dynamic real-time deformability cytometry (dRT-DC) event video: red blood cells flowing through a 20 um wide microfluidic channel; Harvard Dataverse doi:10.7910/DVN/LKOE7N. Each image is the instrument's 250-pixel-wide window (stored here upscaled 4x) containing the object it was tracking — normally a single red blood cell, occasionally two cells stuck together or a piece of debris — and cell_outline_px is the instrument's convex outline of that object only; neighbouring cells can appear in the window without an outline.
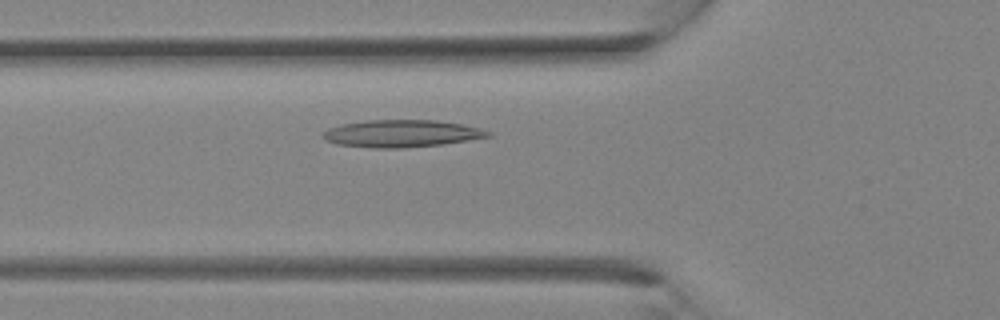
{"species": "Egyptian fruit bat (a non-hibernating species)", "species_latin": "Rousettus aegyptiacus", "temperature_condition": "room temperature", "stored_images_in_passage": 31, "camera_frame_rate_fps": 3000, "um_per_image_px": 0.085, "animal": {"sex": "female"}, "frame": {"image": 1, "passage_image": 9, "time_ms": 2.667, "image_size_px": [1000, 320], "cell_outline_px": [[492, 136], [468, 140], [440, 144], [404, 148], [376, 148], [336, 144], [324, 140], [320, 136], [320, 132], [328, 128], [340, 124], [364, 120], [436, 120], [460, 124], [480, 128], [492, 132]], "centroid_in_image_um": [34.06, 11.34], "position_along_channel_um": 91.7, "area_um2": 26.41}}
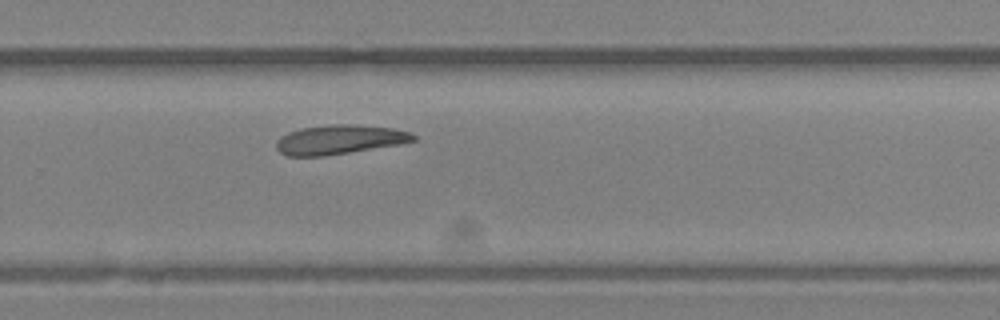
{"frame": {"image": 2, "passage_image": 20, "time_ms": 6.333, "image_size_px": [1000, 320], "cell_outline_px": [[416, 140], [400, 144], [324, 156], [288, 156], [280, 152], [276, 148], [276, 140], [280, 136], [288, 132], [300, 128], [332, 124], [348, 124], [392, 128], [412, 132], [416, 136]], "centroid_in_image_um": [28.84, 11.86], "position_along_channel_um": 301.0, "area_um2": 23.41}}
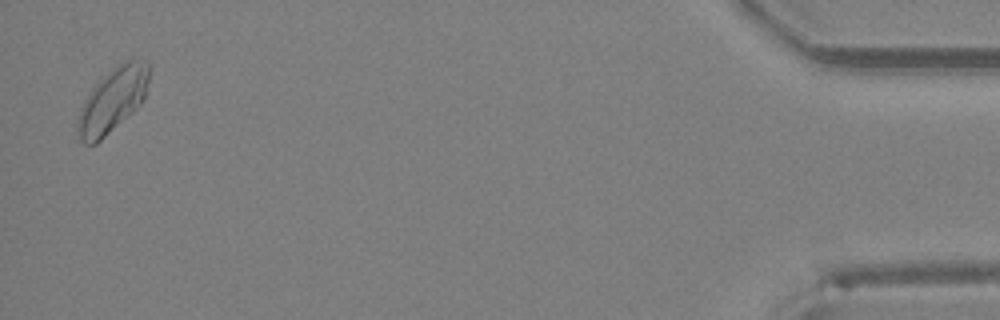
{"frame": {"image": 3, "passage_image": 31, "time_ms": 10.0, "image_size_px": [1000, 320], "cell_outline_px": [[152, 68], [144, 100], [132, 112], [96, 144], [84, 144], [80, 140], [76, 128], [80, 108], [92, 88], [112, 68], [136, 56], [144, 56], [152, 64]], "centroid_in_image_um": [9.64, 8.43], "position_along_channel_um": 425.6, "area_um2": 27.17}}